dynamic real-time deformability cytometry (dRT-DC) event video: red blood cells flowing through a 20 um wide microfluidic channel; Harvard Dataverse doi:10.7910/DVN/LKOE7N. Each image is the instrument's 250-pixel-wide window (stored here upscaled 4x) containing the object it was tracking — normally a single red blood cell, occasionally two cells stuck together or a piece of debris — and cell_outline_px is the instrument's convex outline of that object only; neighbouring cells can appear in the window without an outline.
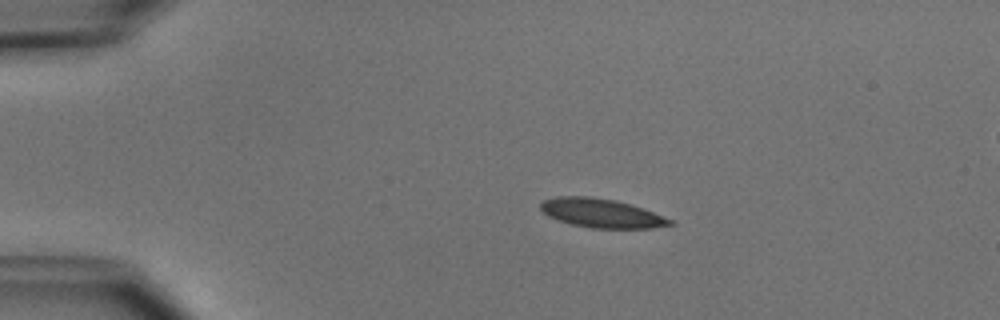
{"species": "common noctule bat (a hibernating species)", "species_latin": "Nyctalus noctula", "temperature_condition": "cold", "stored_images_in_passage": 4, "segment_of_instrument_passage": [1, 2], "camera_frame_rate_fps": 3000, "um_per_image_px": 0.085, "animal": {"sex": "male", "body_mass_g": 15.6}, "frame": {"image": 1, "passage_image": 2, "time_ms": 1.0, "image_size_px": [1000, 320], "cell_outline_px": [[676, 224], [652, 228], [592, 228], [572, 224], [556, 220], [548, 216], [540, 208], [540, 204], [544, 200], [556, 196], [588, 196], [616, 200], [652, 212], [672, 220]], "centroid_in_image_um": [51.08, 18.12], "position_along_channel_um": 33.9, "area_um2": 21.62}}